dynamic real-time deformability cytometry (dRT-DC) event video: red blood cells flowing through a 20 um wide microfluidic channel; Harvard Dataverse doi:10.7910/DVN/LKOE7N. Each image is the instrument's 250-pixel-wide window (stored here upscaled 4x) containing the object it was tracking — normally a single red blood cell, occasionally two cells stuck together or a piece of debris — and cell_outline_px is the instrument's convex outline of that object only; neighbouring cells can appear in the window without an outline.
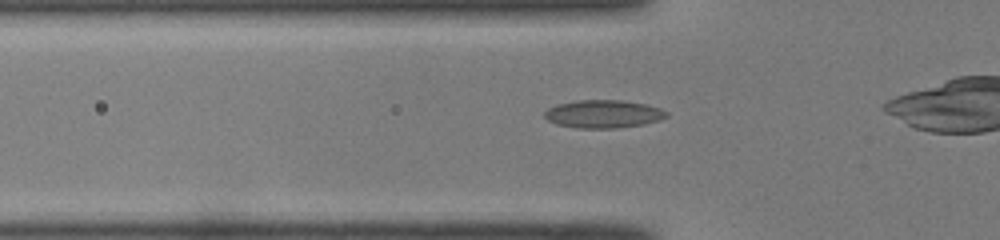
{"species": "common noctule bat (a hibernating species)", "species_latin": "Nyctalus noctula", "temperature_condition": "room temperature", "stored_images_in_passage": 29, "camera_frame_rate_fps": 3000, "um_per_image_px": 0.085, "animal": {"sex": "male", "body_mass_g": 19.0, "forearm_length_mm": 50.8}, "frame": {"image": 1, "passage_image": 5, "time_ms": 1.333, "image_size_px": [1000, 240], "cell_outline_px": [[668, 116], [660, 120], [644, 124], [616, 128], [576, 128], [556, 124], [548, 120], [544, 116], [544, 112], [548, 108], [556, 104], [576, 100], [624, 100], [648, 104], [660, 108], [668, 112]], "centroid_in_image_um": [51.29, 9.68], "position_along_channel_um": 74.5, "area_um2": 20.11}}
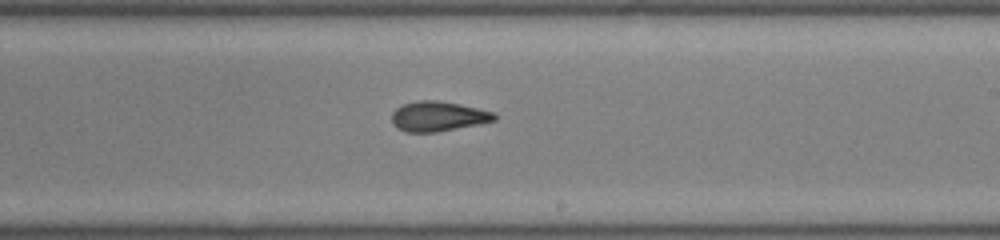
{"frame": {"image": 2, "passage_image": 18, "time_ms": 5.667, "image_size_px": [1000, 240], "cell_outline_px": [[496, 120], [480, 124], [436, 132], [404, 132], [396, 128], [392, 124], [392, 112], [400, 104], [420, 100], [436, 100], [460, 104], [496, 112]], "centroid_in_image_um": [37.22, 9.89], "position_along_channel_um": 251.8, "area_um2": 18.15}}
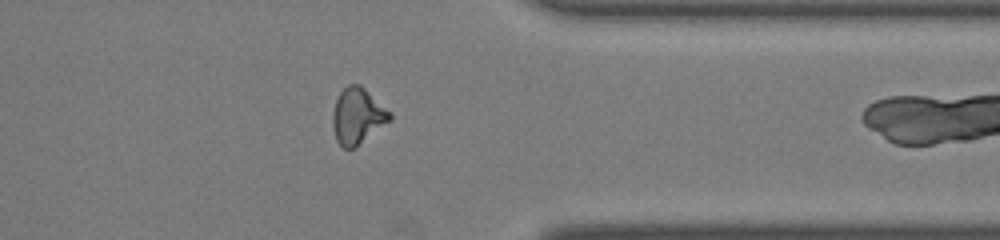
{"frame": {"image": 3, "passage_image": 28, "time_ms": 9.0, "image_size_px": [1000, 240], "cell_outline_px": [[392, 120], [352, 148], [344, 148], [336, 140], [332, 128], [332, 112], [336, 100], [340, 92], [348, 84], [360, 84], [392, 112]], "centroid_in_image_um": [30.39, 9.83], "position_along_channel_um": 381.0, "area_um2": 18.61}}